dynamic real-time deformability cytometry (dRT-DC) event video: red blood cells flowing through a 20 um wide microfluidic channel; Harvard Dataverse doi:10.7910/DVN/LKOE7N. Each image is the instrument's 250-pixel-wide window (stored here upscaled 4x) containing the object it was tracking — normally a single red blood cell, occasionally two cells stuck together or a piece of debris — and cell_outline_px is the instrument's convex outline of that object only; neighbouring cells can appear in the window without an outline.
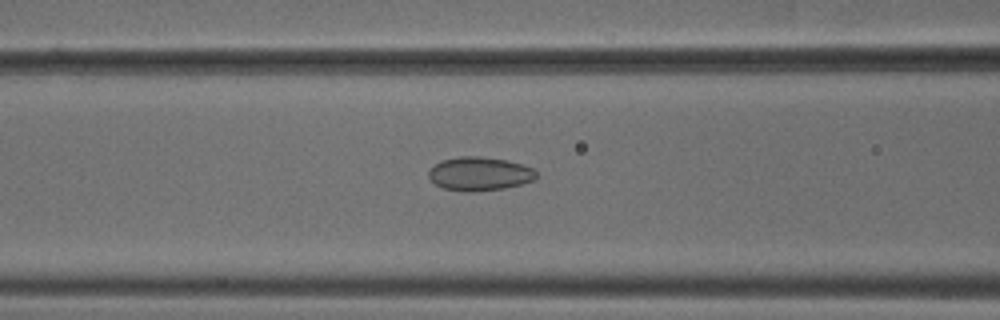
{"species": "common noctule bat (a hibernating species)", "species_latin": "Nyctalus noctula", "temperature_condition": "cold", "stored_images_in_passage": 26, "camera_frame_rate_fps": 3000, "um_per_image_px": 0.085, "animal": {"sex": "male", "body_mass_g": 18.8}, "frame": {"image": 1, "passage_image": 22, "time_ms": 7.0, "image_size_px": [1000, 320], "cell_outline_px": [[536, 176], [532, 180], [520, 184], [504, 188], [468, 192], [464, 192], [444, 188], [436, 184], [428, 176], [428, 168], [444, 160], [460, 156], [480, 156], [508, 160], [532, 168], [536, 172]], "centroid_in_image_um": [40.73, 14.76], "position_along_channel_um": 125.9, "area_um2": 20.92}}
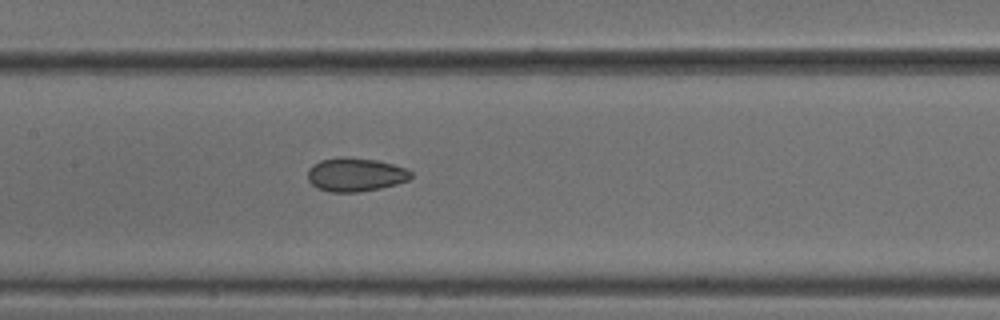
{"frame": {"image": 2, "passage_image": 26, "time_ms": 8.333, "image_size_px": [1000, 320], "cell_outline_px": [[412, 176], [408, 180], [396, 184], [380, 188], [356, 192], [328, 192], [316, 188], [308, 180], [308, 168], [312, 164], [320, 160], [344, 156], [376, 160], [408, 168], [412, 172]], "centroid_in_image_um": [30.19, 14.84], "position_along_channel_um": 177.2, "area_um2": 20.4}}